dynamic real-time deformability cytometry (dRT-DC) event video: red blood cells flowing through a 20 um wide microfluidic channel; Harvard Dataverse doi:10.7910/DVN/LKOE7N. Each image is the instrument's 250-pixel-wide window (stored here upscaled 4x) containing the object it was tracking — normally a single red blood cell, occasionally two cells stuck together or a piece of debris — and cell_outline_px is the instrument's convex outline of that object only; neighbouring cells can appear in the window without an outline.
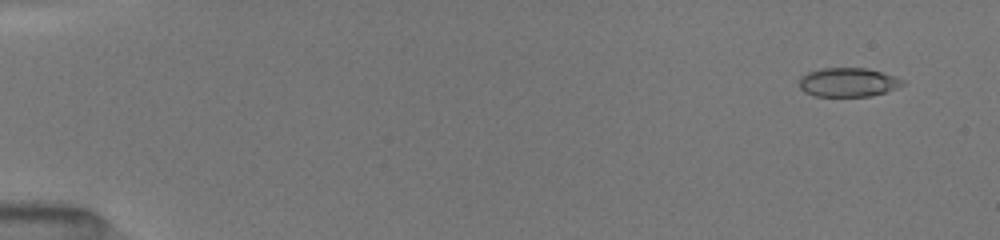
{"species": "common noctule bat (a hibernating species)", "species_latin": "Nyctalus noctula", "temperature_condition": "room temperature", "stored_images_in_passage": 17, "camera_frame_rate_fps": 3000, "um_per_image_px": 0.085, "animal": {"sex": "female", "body_mass_g": 19.5, "forearm_length_mm": 54.1}, "frame": {"image": 1, "passage_image": 3, "time_ms": 1.0, "image_size_px": [1000, 240], "cell_outline_px": [[904, 84], [896, 88], [872, 96], [816, 96], [804, 92], [800, 88], [800, 76], [808, 72], [820, 68], [864, 68], [896, 76], [904, 80]], "centroid_in_image_um": [72.07, 6.99], "position_along_channel_um": 12.9, "area_um2": 17.4}}
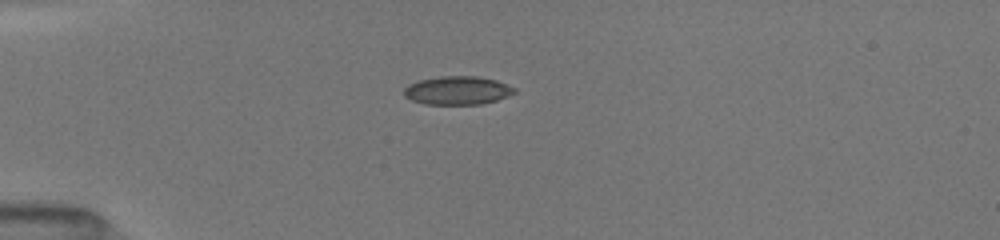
{"frame": {"image": 2, "passage_image": 11, "time_ms": 4.667, "image_size_px": [1000, 240], "cell_outline_px": [[516, 92], [508, 96], [496, 100], [480, 104], [424, 104], [412, 100], [404, 96], [404, 88], [408, 84], [416, 80], [440, 76], [476, 76], [496, 80], [516, 88]], "centroid_in_image_um": [38.86, 7.68], "position_along_channel_um": 46.1, "area_um2": 18.38}}
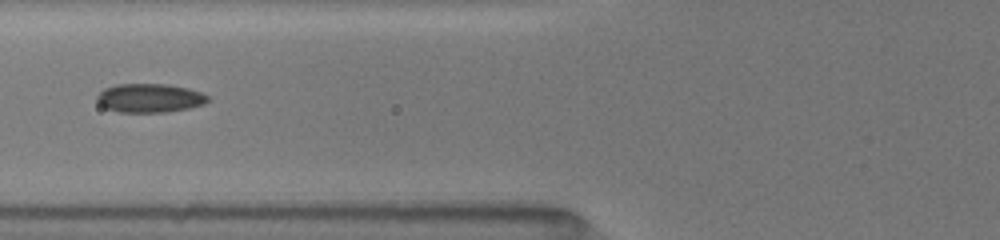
{"frame": {"image": 3, "passage_image": 15, "time_ms": 7.0, "image_size_px": [1000, 240], "cell_outline_px": [[208, 100], [204, 104], [188, 108], [168, 112], [120, 112], [108, 108], [100, 104], [96, 100], [96, 96], [104, 88], [116, 84], [164, 84], [188, 88], [200, 92], [208, 96]], "centroid_in_image_um": [12.71, 8.33], "position_along_channel_um": 113.1, "area_um2": 18.5}}